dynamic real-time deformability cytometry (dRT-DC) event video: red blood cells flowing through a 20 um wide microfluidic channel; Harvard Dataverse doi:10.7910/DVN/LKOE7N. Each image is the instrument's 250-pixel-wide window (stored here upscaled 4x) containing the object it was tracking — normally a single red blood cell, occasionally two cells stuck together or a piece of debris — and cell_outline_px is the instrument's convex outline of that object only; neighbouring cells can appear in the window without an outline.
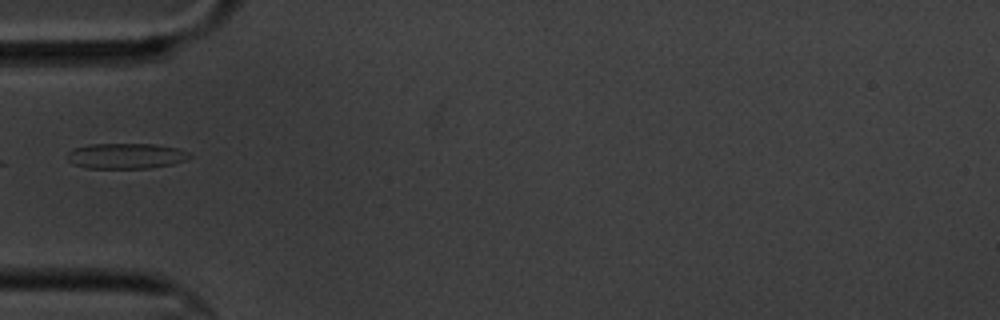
{"species": "common noctule bat (a hibernating species)", "species_latin": "Nyctalus noctula", "temperature_condition": "cold", "stored_images_in_passage": 10, "camera_frame_rate_fps": 3000, "um_per_image_px": 0.085, "animal": {"sex": "male", "body_mass_g": 20.1, "forearm_length_mm": 53.5}, "frame": {"image": 1, "passage_image": 5, "time_ms": 4.667, "image_size_px": [1000, 320], "cell_outline_px": [[192, 156], [188, 160], [172, 164], [152, 168], [88, 168], [72, 164], [64, 156], [72, 148], [88, 144], [156, 144], [176, 148], [188, 152]], "centroid_in_image_um": [10.68, 13.25], "position_along_channel_um": 74.3, "area_um2": 18.44}}
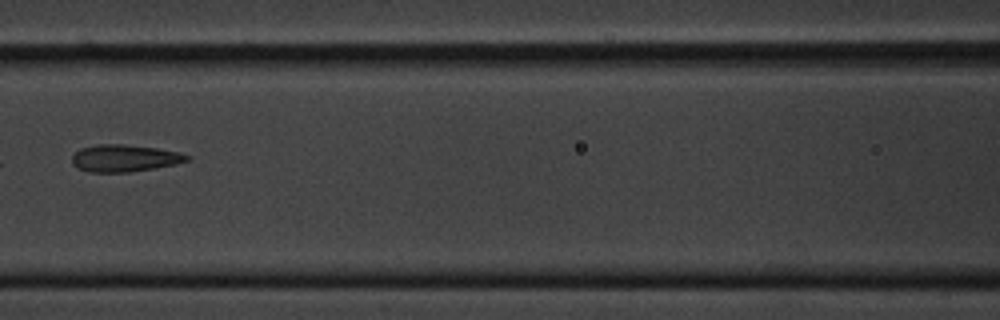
{"frame": {"image": 2, "passage_image": 7, "time_ms": 7.0, "image_size_px": [1000, 320], "cell_outline_px": [[192, 156], [188, 160], [176, 164], [128, 172], [88, 172], [72, 164], [72, 156], [80, 148], [96, 144], [124, 144], [156, 148], [180, 152]], "centroid_in_image_um": [10.58, 13.43], "position_along_channel_um": 156.0, "area_um2": 18.09}}
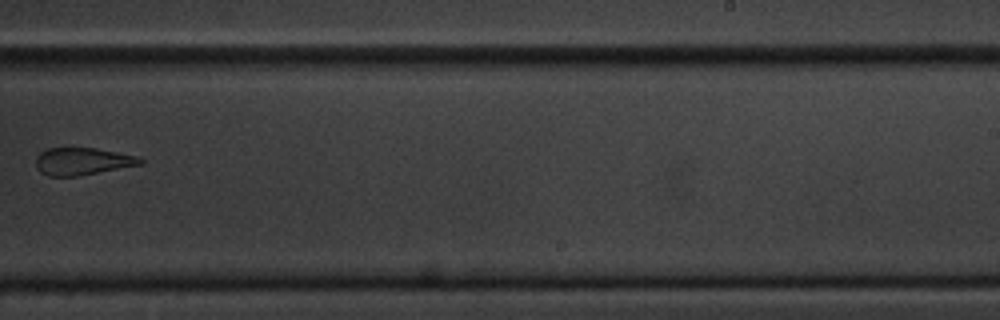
{"frame": {"image": 3, "passage_image": 10, "time_ms": 10.667, "image_size_px": [1000, 320], "cell_outline_px": [[144, 164], [76, 176], [48, 176], [40, 172], [36, 168], [36, 156], [40, 152], [48, 148], [96, 148], [136, 156], [144, 160]], "centroid_in_image_um": [6.98, 13.71], "position_along_channel_um": 282.0, "area_um2": 16.59}}